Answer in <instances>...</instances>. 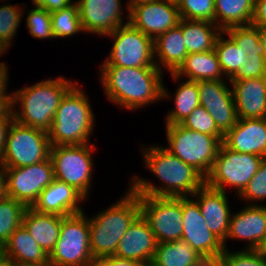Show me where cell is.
Here are the masks:
<instances>
[{"instance_id": "cell-1", "label": "cell", "mask_w": 266, "mask_h": 266, "mask_svg": "<svg viewBox=\"0 0 266 266\" xmlns=\"http://www.w3.org/2000/svg\"><path fill=\"white\" fill-rule=\"evenodd\" d=\"M145 167L163 182L160 187L133 177L130 188L137 195L155 197H185L194 195L205 184V178L192 166L171 154L161 146L142 150Z\"/></svg>"}, {"instance_id": "cell-2", "label": "cell", "mask_w": 266, "mask_h": 266, "mask_svg": "<svg viewBox=\"0 0 266 266\" xmlns=\"http://www.w3.org/2000/svg\"><path fill=\"white\" fill-rule=\"evenodd\" d=\"M100 80L108 99L129 110L168 98L158 67L101 66Z\"/></svg>"}, {"instance_id": "cell-3", "label": "cell", "mask_w": 266, "mask_h": 266, "mask_svg": "<svg viewBox=\"0 0 266 266\" xmlns=\"http://www.w3.org/2000/svg\"><path fill=\"white\" fill-rule=\"evenodd\" d=\"M224 35H228V39L222 37ZM214 49L221 71L229 81L266 77L265 50L256 26L224 29L218 35Z\"/></svg>"}, {"instance_id": "cell-4", "label": "cell", "mask_w": 266, "mask_h": 266, "mask_svg": "<svg viewBox=\"0 0 266 266\" xmlns=\"http://www.w3.org/2000/svg\"><path fill=\"white\" fill-rule=\"evenodd\" d=\"M75 84L77 83L59 76L14 91L13 109H16V104H22L19 105L22 106L19 111L13 110L14 120L19 124L49 132L57 108Z\"/></svg>"}, {"instance_id": "cell-5", "label": "cell", "mask_w": 266, "mask_h": 266, "mask_svg": "<svg viewBox=\"0 0 266 266\" xmlns=\"http://www.w3.org/2000/svg\"><path fill=\"white\" fill-rule=\"evenodd\" d=\"M140 215L138 195L129 188L125 196L89 218L90 250L94 258L114 256L120 239Z\"/></svg>"}, {"instance_id": "cell-6", "label": "cell", "mask_w": 266, "mask_h": 266, "mask_svg": "<svg viewBox=\"0 0 266 266\" xmlns=\"http://www.w3.org/2000/svg\"><path fill=\"white\" fill-rule=\"evenodd\" d=\"M94 115L84 91L74 85L63 97L48 132L52 146L89 144Z\"/></svg>"}, {"instance_id": "cell-7", "label": "cell", "mask_w": 266, "mask_h": 266, "mask_svg": "<svg viewBox=\"0 0 266 266\" xmlns=\"http://www.w3.org/2000/svg\"><path fill=\"white\" fill-rule=\"evenodd\" d=\"M171 154L192 166L204 178L210 173L224 136H211L182 126L165 125Z\"/></svg>"}, {"instance_id": "cell-8", "label": "cell", "mask_w": 266, "mask_h": 266, "mask_svg": "<svg viewBox=\"0 0 266 266\" xmlns=\"http://www.w3.org/2000/svg\"><path fill=\"white\" fill-rule=\"evenodd\" d=\"M90 224L84 212L65 216L59 238L49 254L52 266H92Z\"/></svg>"}, {"instance_id": "cell-9", "label": "cell", "mask_w": 266, "mask_h": 266, "mask_svg": "<svg viewBox=\"0 0 266 266\" xmlns=\"http://www.w3.org/2000/svg\"><path fill=\"white\" fill-rule=\"evenodd\" d=\"M51 146L48 132L14 120L0 155V163L5 168H15L46 161L50 158Z\"/></svg>"}, {"instance_id": "cell-10", "label": "cell", "mask_w": 266, "mask_h": 266, "mask_svg": "<svg viewBox=\"0 0 266 266\" xmlns=\"http://www.w3.org/2000/svg\"><path fill=\"white\" fill-rule=\"evenodd\" d=\"M264 159L259 155L235 152L222 143L205 184L223 192H226V185L233 186L240 195Z\"/></svg>"}, {"instance_id": "cell-11", "label": "cell", "mask_w": 266, "mask_h": 266, "mask_svg": "<svg viewBox=\"0 0 266 266\" xmlns=\"http://www.w3.org/2000/svg\"><path fill=\"white\" fill-rule=\"evenodd\" d=\"M94 149L95 145L85 144L51 146L50 150L55 179L73 186L85 198L91 188Z\"/></svg>"}, {"instance_id": "cell-12", "label": "cell", "mask_w": 266, "mask_h": 266, "mask_svg": "<svg viewBox=\"0 0 266 266\" xmlns=\"http://www.w3.org/2000/svg\"><path fill=\"white\" fill-rule=\"evenodd\" d=\"M106 36L113 37L114 43L107 60L101 66L157 67L154 40L130 23L118 27Z\"/></svg>"}, {"instance_id": "cell-13", "label": "cell", "mask_w": 266, "mask_h": 266, "mask_svg": "<svg viewBox=\"0 0 266 266\" xmlns=\"http://www.w3.org/2000/svg\"><path fill=\"white\" fill-rule=\"evenodd\" d=\"M140 214L158 243L179 241L183 232L182 197L138 195Z\"/></svg>"}, {"instance_id": "cell-14", "label": "cell", "mask_w": 266, "mask_h": 266, "mask_svg": "<svg viewBox=\"0 0 266 266\" xmlns=\"http://www.w3.org/2000/svg\"><path fill=\"white\" fill-rule=\"evenodd\" d=\"M51 159L25 167L6 168L7 195L32 207L41 192L54 181Z\"/></svg>"}, {"instance_id": "cell-15", "label": "cell", "mask_w": 266, "mask_h": 266, "mask_svg": "<svg viewBox=\"0 0 266 266\" xmlns=\"http://www.w3.org/2000/svg\"><path fill=\"white\" fill-rule=\"evenodd\" d=\"M190 196L182 197L183 232L181 240L201 256L219 258L225 248L223 241L207 227L198 203Z\"/></svg>"}, {"instance_id": "cell-16", "label": "cell", "mask_w": 266, "mask_h": 266, "mask_svg": "<svg viewBox=\"0 0 266 266\" xmlns=\"http://www.w3.org/2000/svg\"><path fill=\"white\" fill-rule=\"evenodd\" d=\"M224 80L198 81L200 105L212 116L218 129L225 134L238 122L232 89Z\"/></svg>"}, {"instance_id": "cell-17", "label": "cell", "mask_w": 266, "mask_h": 266, "mask_svg": "<svg viewBox=\"0 0 266 266\" xmlns=\"http://www.w3.org/2000/svg\"><path fill=\"white\" fill-rule=\"evenodd\" d=\"M181 20L178 6L166 0H153L136 5L130 10L129 23L155 40L177 26Z\"/></svg>"}, {"instance_id": "cell-18", "label": "cell", "mask_w": 266, "mask_h": 266, "mask_svg": "<svg viewBox=\"0 0 266 266\" xmlns=\"http://www.w3.org/2000/svg\"><path fill=\"white\" fill-rule=\"evenodd\" d=\"M79 16L83 32L106 36L123 24L120 0H78Z\"/></svg>"}, {"instance_id": "cell-19", "label": "cell", "mask_w": 266, "mask_h": 266, "mask_svg": "<svg viewBox=\"0 0 266 266\" xmlns=\"http://www.w3.org/2000/svg\"><path fill=\"white\" fill-rule=\"evenodd\" d=\"M266 236V205L254 203L247 205L239 212L231 215L226 239L223 241L226 249L227 239L248 241L249 250H257Z\"/></svg>"}, {"instance_id": "cell-20", "label": "cell", "mask_w": 266, "mask_h": 266, "mask_svg": "<svg viewBox=\"0 0 266 266\" xmlns=\"http://www.w3.org/2000/svg\"><path fill=\"white\" fill-rule=\"evenodd\" d=\"M222 143L235 152L266 159V118L238 119L236 125L224 134Z\"/></svg>"}, {"instance_id": "cell-21", "label": "cell", "mask_w": 266, "mask_h": 266, "mask_svg": "<svg viewBox=\"0 0 266 266\" xmlns=\"http://www.w3.org/2000/svg\"><path fill=\"white\" fill-rule=\"evenodd\" d=\"M157 244L148 222L140 214L120 239L114 256L135 260L143 266L153 260Z\"/></svg>"}, {"instance_id": "cell-22", "label": "cell", "mask_w": 266, "mask_h": 266, "mask_svg": "<svg viewBox=\"0 0 266 266\" xmlns=\"http://www.w3.org/2000/svg\"><path fill=\"white\" fill-rule=\"evenodd\" d=\"M86 198L73 186L54 179L38 196L31 208L40 213L69 216L83 212L78 205Z\"/></svg>"}, {"instance_id": "cell-23", "label": "cell", "mask_w": 266, "mask_h": 266, "mask_svg": "<svg viewBox=\"0 0 266 266\" xmlns=\"http://www.w3.org/2000/svg\"><path fill=\"white\" fill-rule=\"evenodd\" d=\"M192 197H196L194 200L198 203L209 230L224 241L232 215L226 192L210 188L204 184Z\"/></svg>"}, {"instance_id": "cell-24", "label": "cell", "mask_w": 266, "mask_h": 266, "mask_svg": "<svg viewBox=\"0 0 266 266\" xmlns=\"http://www.w3.org/2000/svg\"><path fill=\"white\" fill-rule=\"evenodd\" d=\"M238 119L266 118V77L230 81Z\"/></svg>"}, {"instance_id": "cell-25", "label": "cell", "mask_w": 266, "mask_h": 266, "mask_svg": "<svg viewBox=\"0 0 266 266\" xmlns=\"http://www.w3.org/2000/svg\"><path fill=\"white\" fill-rule=\"evenodd\" d=\"M155 65L174 73L188 55L182 35V18L179 24L154 40ZM159 62V63H158ZM162 64V65H161Z\"/></svg>"}, {"instance_id": "cell-26", "label": "cell", "mask_w": 266, "mask_h": 266, "mask_svg": "<svg viewBox=\"0 0 266 266\" xmlns=\"http://www.w3.org/2000/svg\"><path fill=\"white\" fill-rule=\"evenodd\" d=\"M64 217L40 213L31 207H27L23 215L22 225L49 255L59 238L61 222Z\"/></svg>"}, {"instance_id": "cell-27", "label": "cell", "mask_w": 266, "mask_h": 266, "mask_svg": "<svg viewBox=\"0 0 266 266\" xmlns=\"http://www.w3.org/2000/svg\"><path fill=\"white\" fill-rule=\"evenodd\" d=\"M183 76L190 81L223 80L217 53L214 50L188 54L179 68L171 73L175 81Z\"/></svg>"}, {"instance_id": "cell-28", "label": "cell", "mask_w": 266, "mask_h": 266, "mask_svg": "<svg viewBox=\"0 0 266 266\" xmlns=\"http://www.w3.org/2000/svg\"><path fill=\"white\" fill-rule=\"evenodd\" d=\"M4 245L6 259L14 264L41 265L49 262V255L23 225L14 231Z\"/></svg>"}, {"instance_id": "cell-29", "label": "cell", "mask_w": 266, "mask_h": 266, "mask_svg": "<svg viewBox=\"0 0 266 266\" xmlns=\"http://www.w3.org/2000/svg\"><path fill=\"white\" fill-rule=\"evenodd\" d=\"M221 32L213 22L182 19V35L188 54L214 50Z\"/></svg>"}, {"instance_id": "cell-30", "label": "cell", "mask_w": 266, "mask_h": 266, "mask_svg": "<svg viewBox=\"0 0 266 266\" xmlns=\"http://www.w3.org/2000/svg\"><path fill=\"white\" fill-rule=\"evenodd\" d=\"M255 0H215V24L223 31L231 26L250 25Z\"/></svg>"}, {"instance_id": "cell-31", "label": "cell", "mask_w": 266, "mask_h": 266, "mask_svg": "<svg viewBox=\"0 0 266 266\" xmlns=\"http://www.w3.org/2000/svg\"><path fill=\"white\" fill-rule=\"evenodd\" d=\"M178 85L173 99L175 108L165 117L166 125L181 124L196 107L200 106L197 81L186 80Z\"/></svg>"}, {"instance_id": "cell-32", "label": "cell", "mask_w": 266, "mask_h": 266, "mask_svg": "<svg viewBox=\"0 0 266 266\" xmlns=\"http://www.w3.org/2000/svg\"><path fill=\"white\" fill-rule=\"evenodd\" d=\"M200 256L190 245L179 240L158 243L152 261L159 266H190Z\"/></svg>"}, {"instance_id": "cell-33", "label": "cell", "mask_w": 266, "mask_h": 266, "mask_svg": "<svg viewBox=\"0 0 266 266\" xmlns=\"http://www.w3.org/2000/svg\"><path fill=\"white\" fill-rule=\"evenodd\" d=\"M27 207L11 197L0 201V242L4 243L22 225Z\"/></svg>"}, {"instance_id": "cell-34", "label": "cell", "mask_w": 266, "mask_h": 266, "mask_svg": "<svg viewBox=\"0 0 266 266\" xmlns=\"http://www.w3.org/2000/svg\"><path fill=\"white\" fill-rule=\"evenodd\" d=\"M51 24L54 38L69 37L83 31L77 3L52 12Z\"/></svg>"}, {"instance_id": "cell-35", "label": "cell", "mask_w": 266, "mask_h": 266, "mask_svg": "<svg viewBox=\"0 0 266 266\" xmlns=\"http://www.w3.org/2000/svg\"><path fill=\"white\" fill-rule=\"evenodd\" d=\"M18 6V4L15 6L12 4H3V6H0V41L8 47L11 46L23 13H25Z\"/></svg>"}, {"instance_id": "cell-36", "label": "cell", "mask_w": 266, "mask_h": 266, "mask_svg": "<svg viewBox=\"0 0 266 266\" xmlns=\"http://www.w3.org/2000/svg\"><path fill=\"white\" fill-rule=\"evenodd\" d=\"M178 10L182 19L215 23V0H182Z\"/></svg>"}, {"instance_id": "cell-37", "label": "cell", "mask_w": 266, "mask_h": 266, "mask_svg": "<svg viewBox=\"0 0 266 266\" xmlns=\"http://www.w3.org/2000/svg\"><path fill=\"white\" fill-rule=\"evenodd\" d=\"M35 7L28 12L26 25L28 32L36 39L54 38L52 33L51 14L44 8Z\"/></svg>"}, {"instance_id": "cell-38", "label": "cell", "mask_w": 266, "mask_h": 266, "mask_svg": "<svg viewBox=\"0 0 266 266\" xmlns=\"http://www.w3.org/2000/svg\"><path fill=\"white\" fill-rule=\"evenodd\" d=\"M189 130L197 131L211 136H224L216 126L212 116L203 106L196 107L191 114L181 123Z\"/></svg>"}, {"instance_id": "cell-39", "label": "cell", "mask_w": 266, "mask_h": 266, "mask_svg": "<svg viewBox=\"0 0 266 266\" xmlns=\"http://www.w3.org/2000/svg\"><path fill=\"white\" fill-rule=\"evenodd\" d=\"M219 262L220 266H266V257L258 250L229 252L226 248L220 255Z\"/></svg>"}, {"instance_id": "cell-40", "label": "cell", "mask_w": 266, "mask_h": 266, "mask_svg": "<svg viewBox=\"0 0 266 266\" xmlns=\"http://www.w3.org/2000/svg\"><path fill=\"white\" fill-rule=\"evenodd\" d=\"M239 196L249 201L250 205H252L250 201L256 202L266 199V159L262 161L259 169Z\"/></svg>"}, {"instance_id": "cell-41", "label": "cell", "mask_w": 266, "mask_h": 266, "mask_svg": "<svg viewBox=\"0 0 266 266\" xmlns=\"http://www.w3.org/2000/svg\"><path fill=\"white\" fill-rule=\"evenodd\" d=\"M92 266H142L135 260L122 259L115 256L96 257Z\"/></svg>"}, {"instance_id": "cell-42", "label": "cell", "mask_w": 266, "mask_h": 266, "mask_svg": "<svg viewBox=\"0 0 266 266\" xmlns=\"http://www.w3.org/2000/svg\"><path fill=\"white\" fill-rule=\"evenodd\" d=\"M34 5L40 6L49 13L64 9L71 5L73 0H31Z\"/></svg>"}, {"instance_id": "cell-43", "label": "cell", "mask_w": 266, "mask_h": 266, "mask_svg": "<svg viewBox=\"0 0 266 266\" xmlns=\"http://www.w3.org/2000/svg\"><path fill=\"white\" fill-rule=\"evenodd\" d=\"M251 24L266 27V0H255V11Z\"/></svg>"}, {"instance_id": "cell-44", "label": "cell", "mask_w": 266, "mask_h": 266, "mask_svg": "<svg viewBox=\"0 0 266 266\" xmlns=\"http://www.w3.org/2000/svg\"><path fill=\"white\" fill-rule=\"evenodd\" d=\"M13 94L0 95V117H14Z\"/></svg>"}, {"instance_id": "cell-45", "label": "cell", "mask_w": 266, "mask_h": 266, "mask_svg": "<svg viewBox=\"0 0 266 266\" xmlns=\"http://www.w3.org/2000/svg\"><path fill=\"white\" fill-rule=\"evenodd\" d=\"M14 117H0V155L5 148L7 134Z\"/></svg>"}, {"instance_id": "cell-46", "label": "cell", "mask_w": 266, "mask_h": 266, "mask_svg": "<svg viewBox=\"0 0 266 266\" xmlns=\"http://www.w3.org/2000/svg\"><path fill=\"white\" fill-rule=\"evenodd\" d=\"M190 266H220V262L214 256H200Z\"/></svg>"}, {"instance_id": "cell-47", "label": "cell", "mask_w": 266, "mask_h": 266, "mask_svg": "<svg viewBox=\"0 0 266 266\" xmlns=\"http://www.w3.org/2000/svg\"><path fill=\"white\" fill-rule=\"evenodd\" d=\"M7 65L1 64L0 65V95H10L7 93V83H8V72H7Z\"/></svg>"}, {"instance_id": "cell-48", "label": "cell", "mask_w": 266, "mask_h": 266, "mask_svg": "<svg viewBox=\"0 0 266 266\" xmlns=\"http://www.w3.org/2000/svg\"><path fill=\"white\" fill-rule=\"evenodd\" d=\"M7 196L6 168L0 163V201Z\"/></svg>"}, {"instance_id": "cell-49", "label": "cell", "mask_w": 266, "mask_h": 266, "mask_svg": "<svg viewBox=\"0 0 266 266\" xmlns=\"http://www.w3.org/2000/svg\"><path fill=\"white\" fill-rule=\"evenodd\" d=\"M258 28L260 42L263 44L265 50V59H266V27L256 26Z\"/></svg>"}, {"instance_id": "cell-50", "label": "cell", "mask_w": 266, "mask_h": 266, "mask_svg": "<svg viewBox=\"0 0 266 266\" xmlns=\"http://www.w3.org/2000/svg\"><path fill=\"white\" fill-rule=\"evenodd\" d=\"M153 0H129V2H127V8L128 9V19L130 18V10L135 7L136 5L142 4V3H147Z\"/></svg>"}, {"instance_id": "cell-51", "label": "cell", "mask_w": 266, "mask_h": 266, "mask_svg": "<svg viewBox=\"0 0 266 266\" xmlns=\"http://www.w3.org/2000/svg\"><path fill=\"white\" fill-rule=\"evenodd\" d=\"M6 260L5 245L0 242V264Z\"/></svg>"}, {"instance_id": "cell-52", "label": "cell", "mask_w": 266, "mask_h": 266, "mask_svg": "<svg viewBox=\"0 0 266 266\" xmlns=\"http://www.w3.org/2000/svg\"><path fill=\"white\" fill-rule=\"evenodd\" d=\"M262 255L266 257V236L264 238V241L260 245V247L257 249Z\"/></svg>"}, {"instance_id": "cell-53", "label": "cell", "mask_w": 266, "mask_h": 266, "mask_svg": "<svg viewBox=\"0 0 266 266\" xmlns=\"http://www.w3.org/2000/svg\"><path fill=\"white\" fill-rule=\"evenodd\" d=\"M7 48H9L7 45H5L2 41H0V55L2 56V54L5 53V51L7 50ZM1 64H6V63H3L1 62Z\"/></svg>"}, {"instance_id": "cell-54", "label": "cell", "mask_w": 266, "mask_h": 266, "mask_svg": "<svg viewBox=\"0 0 266 266\" xmlns=\"http://www.w3.org/2000/svg\"><path fill=\"white\" fill-rule=\"evenodd\" d=\"M15 264L10 261L9 259H6L5 261H3L0 266H14Z\"/></svg>"}, {"instance_id": "cell-55", "label": "cell", "mask_w": 266, "mask_h": 266, "mask_svg": "<svg viewBox=\"0 0 266 266\" xmlns=\"http://www.w3.org/2000/svg\"><path fill=\"white\" fill-rule=\"evenodd\" d=\"M14 266H52L49 262L48 263H44L41 265H22V264H15Z\"/></svg>"}, {"instance_id": "cell-56", "label": "cell", "mask_w": 266, "mask_h": 266, "mask_svg": "<svg viewBox=\"0 0 266 266\" xmlns=\"http://www.w3.org/2000/svg\"><path fill=\"white\" fill-rule=\"evenodd\" d=\"M167 2L169 3H172V4H175V5H179V3L182 1V0H166Z\"/></svg>"}, {"instance_id": "cell-57", "label": "cell", "mask_w": 266, "mask_h": 266, "mask_svg": "<svg viewBox=\"0 0 266 266\" xmlns=\"http://www.w3.org/2000/svg\"><path fill=\"white\" fill-rule=\"evenodd\" d=\"M143 266H159V265L155 264L153 261H150Z\"/></svg>"}]
</instances>
